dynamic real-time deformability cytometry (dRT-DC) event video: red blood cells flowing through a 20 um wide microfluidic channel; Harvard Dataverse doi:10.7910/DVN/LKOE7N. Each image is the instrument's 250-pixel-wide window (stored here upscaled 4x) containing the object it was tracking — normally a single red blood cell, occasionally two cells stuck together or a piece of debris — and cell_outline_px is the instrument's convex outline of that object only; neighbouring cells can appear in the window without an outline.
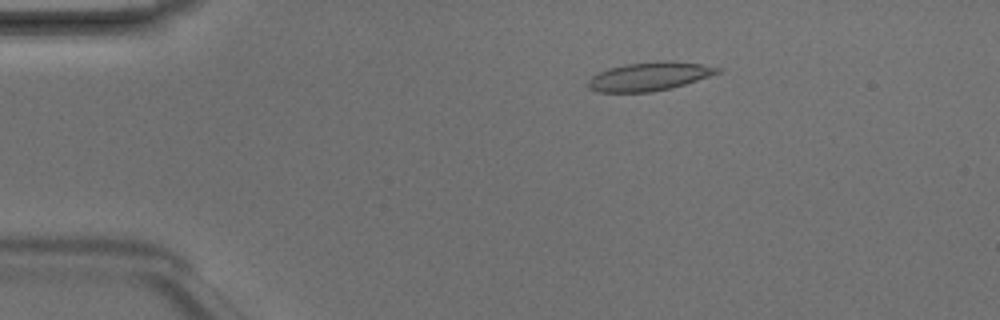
{"species": "Egyptian fruit bat (a non-hibernating species)", "species_latin": "Rousettus aegyptiacus", "temperature_condition": "room temperature", "stored_images_in_passage": 2, "camera_frame_rate_fps": 3000, "um_per_image_px": 0.085, "animal": {"sex": "male"}, "frame": {"image": 1, "passage_image": 1, "time_ms": 0.0, "image_size_px": [1000, 320], "cell_outline_px": [[720, 72], [672, 88], [652, 92], [596, 92], [588, 88], [588, 80], [592, 76], [608, 68], [624, 64], [664, 60], [668, 60], [700, 64], [720, 68]], "centroid_in_image_um": [55.14, 6.49], "position_along_channel_um": 29.9, "area_um2": 21.44}}